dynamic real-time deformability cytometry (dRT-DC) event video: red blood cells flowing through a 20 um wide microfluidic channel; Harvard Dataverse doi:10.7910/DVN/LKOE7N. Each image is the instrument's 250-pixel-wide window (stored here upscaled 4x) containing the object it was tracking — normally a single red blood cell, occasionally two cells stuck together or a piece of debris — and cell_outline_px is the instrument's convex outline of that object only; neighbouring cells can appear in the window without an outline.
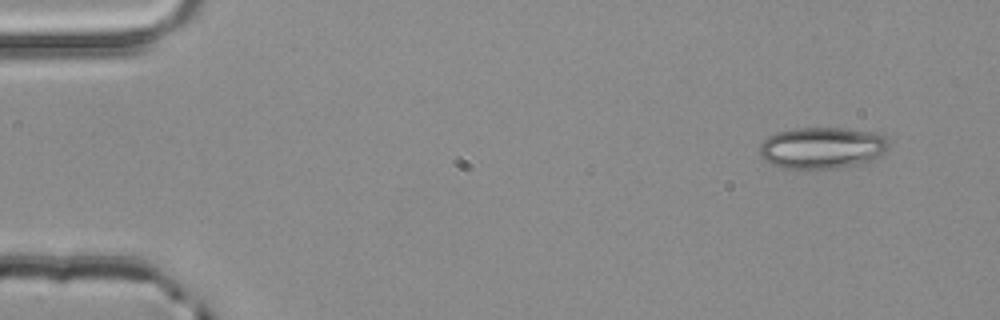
{"species": "common noctule bat (a hibernating species)", "species_latin": "Nyctalus noctula", "temperature_condition": "room temperature", "stored_images_in_passage": 3, "camera_frame_rate_fps": 3000, "um_per_image_px": 0.085, "animal": {"sex": "male", "body_mass_g": 20.4}, "frame": {"image": 1, "passage_image": 1, "time_ms": 0.0, "image_size_px": [1000, 320], "cell_outline_px": [[888, 148], [876, 160], [864, 164], [836, 168], [784, 168], [772, 164], [764, 160], [760, 156], [760, 144], [768, 136], [776, 132], [792, 128], [844, 128], [876, 132], [884, 136], [888, 140]], "centroid_in_image_um": [69.91, 12.56], "position_along_channel_um": 15.1, "area_um2": 31.67}}